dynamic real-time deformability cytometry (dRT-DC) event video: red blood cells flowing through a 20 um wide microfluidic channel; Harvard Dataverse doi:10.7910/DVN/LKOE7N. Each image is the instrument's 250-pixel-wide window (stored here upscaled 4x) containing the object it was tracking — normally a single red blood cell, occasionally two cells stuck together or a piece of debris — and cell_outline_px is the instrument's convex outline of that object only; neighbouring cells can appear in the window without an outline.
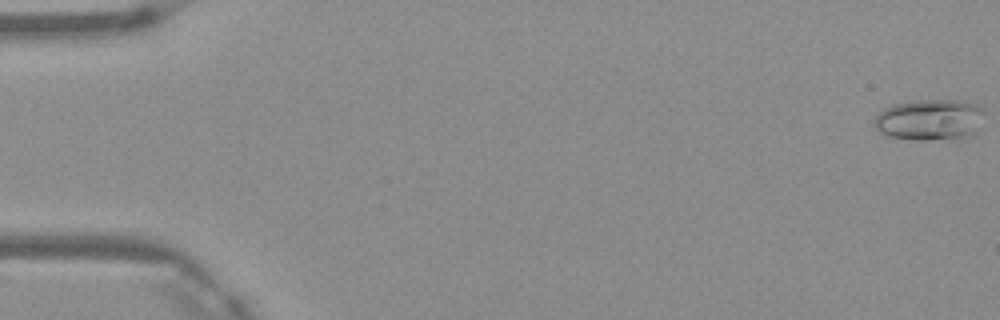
{"species": "Egyptian fruit bat (a non-hibernating species)", "species_latin": "Rousettus aegyptiacus", "temperature_condition": "warm", "stored_images_in_passage": 6, "camera_frame_rate_fps": 3000, "um_per_image_px": 0.085, "frame": {"image": 1, "passage_image": 1, "time_ms": 0.0, "image_size_px": [1000, 320], "cell_outline_px": [[984, 112], [976, 132], [972, 136], [928, 140], [912, 140], [888, 136], [880, 132], [872, 124], [876, 116], [884, 108], [896, 104], [916, 100], [956, 100], [972, 104], [980, 108]], "centroid_in_image_um": [78.98, 10.19], "position_along_channel_um": 6.0, "area_um2": 26.18}}
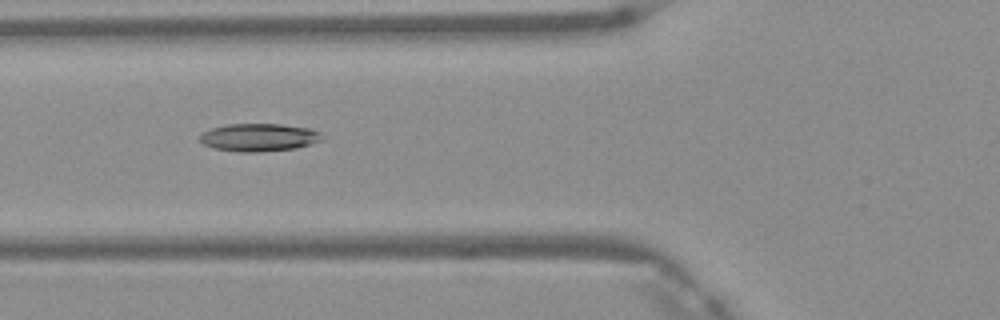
{"frame": {"image": 2, "passage_image": 6, "time_ms": 1.667, "image_size_px": [1000, 320], "cell_outline_px": [[324, 140], [296, 148], [256, 152], [240, 152], [216, 148], [204, 144], [200, 140], [200, 132], [212, 128], [228, 124], [280, 124], [308, 128], [320, 132], [324, 136]], "centroid_in_image_um": [22.03, 11.67], "position_along_channel_um": 103.8, "area_um2": 19.77}}